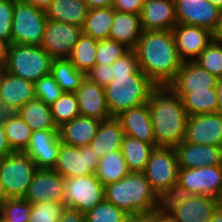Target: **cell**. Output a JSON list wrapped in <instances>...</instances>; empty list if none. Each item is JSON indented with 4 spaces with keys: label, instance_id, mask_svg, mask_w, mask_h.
I'll list each match as a JSON object with an SVG mask.
<instances>
[{
    "label": "cell",
    "instance_id": "6",
    "mask_svg": "<svg viewBox=\"0 0 222 222\" xmlns=\"http://www.w3.org/2000/svg\"><path fill=\"white\" fill-rule=\"evenodd\" d=\"M47 19L45 11L25 0H14L11 43L41 45Z\"/></svg>",
    "mask_w": 222,
    "mask_h": 222
},
{
    "label": "cell",
    "instance_id": "23",
    "mask_svg": "<svg viewBox=\"0 0 222 222\" xmlns=\"http://www.w3.org/2000/svg\"><path fill=\"white\" fill-rule=\"evenodd\" d=\"M140 20L145 31L172 30L178 23L174 0H144Z\"/></svg>",
    "mask_w": 222,
    "mask_h": 222
},
{
    "label": "cell",
    "instance_id": "32",
    "mask_svg": "<svg viewBox=\"0 0 222 222\" xmlns=\"http://www.w3.org/2000/svg\"><path fill=\"white\" fill-rule=\"evenodd\" d=\"M193 195L187 188L180 186L178 183L172 185L169 189L157 191L152 213L162 216H172Z\"/></svg>",
    "mask_w": 222,
    "mask_h": 222
},
{
    "label": "cell",
    "instance_id": "34",
    "mask_svg": "<svg viewBox=\"0 0 222 222\" xmlns=\"http://www.w3.org/2000/svg\"><path fill=\"white\" fill-rule=\"evenodd\" d=\"M130 173L121 150L107 153L99 159L95 173L98 180L105 186L120 181Z\"/></svg>",
    "mask_w": 222,
    "mask_h": 222
},
{
    "label": "cell",
    "instance_id": "9",
    "mask_svg": "<svg viewBox=\"0 0 222 222\" xmlns=\"http://www.w3.org/2000/svg\"><path fill=\"white\" fill-rule=\"evenodd\" d=\"M179 165L174 147H155L142 172L155 192L177 184Z\"/></svg>",
    "mask_w": 222,
    "mask_h": 222
},
{
    "label": "cell",
    "instance_id": "8",
    "mask_svg": "<svg viewBox=\"0 0 222 222\" xmlns=\"http://www.w3.org/2000/svg\"><path fill=\"white\" fill-rule=\"evenodd\" d=\"M64 204L86 213L105 200V186L95 174L64 179Z\"/></svg>",
    "mask_w": 222,
    "mask_h": 222
},
{
    "label": "cell",
    "instance_id": "17",
    "mask_svg": "<svg viewBox=\"0 0 222 222\" xmlns=\"http://www.w3.org/2000/svg\"><path fill=\"white\" fill-rule=\"evenodd\" d=\"M59 130H38L31 133L27 148L23 151L38 169H53L60 150Z\"/></svg>",
    "mask_w": 222,
    "mask_h": 222
},
{
    "label": "cell",
    "instance_id": "43",
    "mask_svg": "<svg viewBox=\"0 0 222 222\" xmlns=\"http://www.w3.org/2000/svg\"><path fill=\"white\" fill-rule=\"evenodd\" d=\"M130 49L115 40L105 39L98 41L96 65H112Z\"/></svg>",
    "mask_w": 222,
    "mask_h": 222
},
{
    "label": "cell",
    "instance_id": "19",
    "mask_svg": "<svg viewBox=\"0 0 222 222\" xmlns=\"http://www.w3.org/2000/svg\"><path fill=\"white\" fill-rule=\"evenodd\" d=\"M218 78L195 61H183L179 72L169 87L181 98L193 90L216 88Z\"/></svg>",
    "mask_w": 222,
    "mask_h": 222
},
{
    "label": "cell",
    "instance_id": "30",
    "mask_svg": "<svg viewBox=\"0 0 222 222\" xmlns=\"http://www.w3.org/2000/svg\"><path fill=\"white\" fill-rule=\"evenodd\" d=\"M113 20L112 6L89 9L82 27L83 33L97 41L109 39Z\"/></svg>",
    "mask_w": 222,
    "mask_h": 222
},
{
    "label": "cell",
    "instance_id": "49",
    "mask_svg": "<svg viewBox=\"0 0 222 222\" xmlns=\"http://www.w3.org/2000/svg\"><path fill=\"white\" fill-rule=\"evenodd\" d=\"M59 222H86L85 214L77 210L66 208Z\"/></svg>",
    "mask_w": 222,
    "mask_h": 222
},
{
    "label": "cell",
    "instance_id": "18",
    "mask_svg": "<svg viewBox=\"0 0 222 222\" xmlns=\"http://www.w3.org/2000/svg\"><path fill=\"white\" fill-rule=\"evenodd\" d=\"M64 179L54 169H38L24 199L31 204L64 202Z\"/></svg>",
    "mask_w": 222,
    "mask_h": 222
},
{
    "label": "cell",
    "instance_id": "16",
    "mask_svg": "<svg viewBox=\"0 0 222 222\" xmlns=\"http://www.w3.org/2000/svg\"><path fill=\"white\" fill-rule=\"evenodd\" d=\"M172 34L183 61H194L216 36L207 28L182 23L175 25Z\"/></svg>",
    "mask_w": 222,
    "mask_h": 222
},
{
    "label": "cell",
    "instance_id": "53",
    "mask_svg": "<svg viewBox=\"0 0 222 222\" xmlns=\"http://www.w3.org/2000/svg\"><path fill=\"white\" fill-rule=\"evenodd\" d=\"M127 222H154V214H140L129 216Z\"/></svg>",
    "mask_w": 222,
    "mask_h": 222
},
{
    "label": "cell",
    "instance_id": "46",
    "mask_svg": "<svg viewBox=\"0 0 222 222\" xmlns=\"http://www.w3.org/2000/svg\"><path fill=\"white\" fill-rule=\"evenodd\" d=\"M14 0H0V39L11 44Z\"/></svg>",
    "mask_w": 222,
    "mask_h": 222
},
{
    "label": "cell",
    "instance_id": "3",
    "mask_svg": "<svg viewBox=\"0 0 222 222\" xmlns=\"http://www.w3.org/2000/svg\"><path fill=\"white\" fill-rule=\"evenodd\" d=\"M155 194L142 172H130L120 181L105 185V200L129 216L152 213Z\"/></svg>",
    "mask_w": 222,
    "mask_h": 222
},
{
    "label": "cell",
    "instance_id": "60",
    "mask_svg": "<svg viewBox=\"0 0 222 222\" xmlns=\"http://www.w3.org/2000/svg\"><path fill=\"white\" fill-rule=\"evenodd\" d=\"M2 160H3V157H0V168H1Z\"/></svg>",
    "mask_w": 222,
    "mask_h": 222
},
{
    "label": "cell",
    "instance_id": "1",
    "mask_svg": "<svg viewBox=\"0 0 222 222\" xmlns=\"http://www.w3.org/2000/svg\"><path fill=\"white\" fill-rule=\"evenodd\" d=\"M133 50L140 70L156 86H169L183 64L172 30H143Z\"/></svg>",
    "mask_w": 222,
    "mask_h": 222
},
{
    "label": "cell",
    "instance_id": "42",
    "mask_svg": "<svg viewBox=\"0 0 222 222\" xmlns=\"http://www.w3.org/2000/svg\"><path fill=\"white\" fill-rule=\"evenodd\" d=\"M66 208L64 202L33 203L28 222H59Z\"/></svg>",
    "mask_w": 222,
    "mask_h": 222
},
{
    "label": "cell",
    "instance_id": "55",
    "mask_svg": "<svg viewBox=\"0 0 222 222\" xmlns=\"http://www.w3.org/2000/svg\"><path fill=\"white\" fill-rule=\"evenodd\" d=\"M217 94H218V109L217 112L222 114V77L218 78L217 83Z\"/></svg>",
    "mask_w": 222,
    "mask_h": 222
},
{
    "label": "cell",
    "instance_id": "20",
    "mask_svg": "<svg viewBox=\"0 0 222 222\" xmlns=\"http://www.w3.org/2000/svg\"><path fill=\"white\" fill-rule=\"evenodd\" d=\"M116 118L121 124L124 135L136 138L156 147L148 102L124 110L117 115Z\"/></svg>",
    "mask_w": 222,
    "mask_h": 222
},
{
    "label": "cell",
    "instance_id": "45",
    "mask_svg": "<svg viewBox=\"0 0 222 222\" xmlns=\"http://www.w3.org/2000/svg\"><path fill=\"white\" fill-rule=\"evenodd\" d=\"M113 75H145L139 67L136 52L130 49L112 64Z\"/></svg>",
    "mask_w": 222,
    "mask_h": 222
},
{
    "label": "cell",
    "instance_id": "15",
    "mask_svg": "<svg viewBox=\"0 0 222 222\" xmlns=\"http://www.w3.org/2000/svg\"><path fill=\"white\" fill-rule=\"evenodd\" d=\"M184 141L222 147V114L216 112L188 116Z\"/></svg>",
    "mask_w": 222,
    "mask_h": 222
},
{
    "label": "cell",
    "instance_id": "26",
    "mask_svg": "<svg viewBox=\"0 0 222 222\" xmlns=\"http://www.w3.org/2000/svg\"><path fill=\"white\" fill-rule=\"evenodd\" d=\"M142 32L140 15L114 10L109 39L122 43L129 49H134Z\"/></svg>",
    "mask_w": 222,
    "mask_h": 222
},
{
    "label": "cell",
    "instance_id": "50",
    "mask_svg": "<svg viewBox=\"0 0 222 222\" xmlns=\"http://www.w3.org/2000/svg\"><path fill=\"white\" fill-rule=\"evenodd\" d=\"M11 153H13V151L9 147V144L6 138L5 129L3 126V121L2 119H0V157L4 158Z\"/></svg>",
    "mask_w": 222,
    "mask_h": 222
},
{
    "label": "cell",
    "instance_id": "29",
    "mask_svg": "<svg viewBox=\"0 0 222 222\" xmlns=\"http://www.w3.org/2000/svg\"><path fill=\"white\" fill-rule=\"evenodd\" d=\"M16 113L30 127L32 132L38 130H58L54 124L50 106L37 98L28 101Z\"/></svg>",
    "mask_w": 222,
    "mask_h": 222
},
{
    "label": "cell",
    "instance_id": "40",
    "mask_svg": "<svg viewBox=\"0 0 222 222\" xmlns=\"http://www.w3.org/2000/svg\"><path fill=\"white\" fill-rule=\"evenodd\" d=\"M129 215L104 200L85 213L86 222H127Z\"/></svg>",
    "mask_w": 222,
    "mask_h": 222
},
{
    "label": "cell",
    "instance_id": "14",
    "mask_svg": "<svg viewBox=\"0 0 222 222\" xmlns=\"http://www.w3.org/2000/svg\"><path fill=\"white\" fill-rule=\"evenodd\" d=\"M34 83L0 70V109L2 113L17 112L28 101L34 100Z\"/></svg>",
    "mask_w": 222,
    "mask_h": 222
},
{
    "label": "cell",
    "instance_id": "54",
    "mask_svg": "<svg viewBox=\"0 0 222 222\" xmlns=\"http://www.w3.org/2000/svg\"><path fill=\"white\" fill-rule=\"evenodd\" d=\"M36 8L46 11L53 0H25Z\"/></svg>",
    "mask_w": 222,
    "mask_h": 222
},
{
    "label": "cell",
    "instance_id": "21",
    "mask_svg": "<svg viewBox=\"0 0 222 222\" xmlns=\"http://www.w3.org/2000/svg\"><path fill=\"white\" fill-rule=\"evenodd\" d=\"M80 116L95 118L100 121L111 118L104 87L84 78L75 91Z\"/></svg>",
    "mask_w": 222,
    "mask_h": 222
},
{
    "label": "cell",
    "instance_id": "56",
    "mask_svg": "<svg viewBox=\"0 0 222 222\" xmlns=\"http://www.w3.org/2000/svg\"><path fill=\"white\" fill-rule=\"evenodd\" d=\"M210 222H222V203L215 210Z\"/></svg>",
    "mask_w": 222,
    "mask_h": 222
},
{
    "label": "cell",
    "instance_id": "48",
    "mask_svg": "<svg viewBox=\"0 0 222 222\" xmlns=\"http://www.w3.org/2000/svg\"><path fill=\"white\" fill-rule=\"evenodd\" d=\"M144 0H113L112 8L119 12L140 15Z\"/></svg>",
    "mask_w": 222,
    "mask_h": 222
},
{
    "label": "cell",
    "instance_id": "57",
    "mask_svg": "<svg viewBox=\"0 0 222 222\" xmlns=\"http://www.w3.org/2000/svg\"><path fill=\"white\" fill-rule=\"evenodd\" d=\"M154 222H177L171 216H162L154 214Z\"/></svg>",
    "mask_w": 222,
    "mask_h": 222
},
{
    "label": "cell",
    "instance_id": "37",
    "mask_svg": "<svg viewBox=\"0 0 222 222\" xmlns=\"http://www.w3.org/2000/svg\"><path fill=\"white\" fill-rule=\"evenodd\" d=\"M63 92L75 93L85 74L78 71L69 59H55L50 73Z\"/></svg>",
    "mask_w": 222,
    "mask_h": 222
},
{
    "label": "cell",
    "instance_id": "59",
    "mask_svg": "<svg viewBox=\"0 0 222 222\" xmlns=\"http://www.w3.org/2000/svg\"><path fill=\"white\" fill-rule=\"evenodd\" d=\"M210 3H212L214 6L218 7L220 10H222V0H208Z\"/></svg>",
    "mask_w": 222,
    "mask_h": 222
},
{
    "label": "cell",
    "instance_id": "61",
    "mask_svg": "<svg viewBox=\"0 0 222 222\" xmlns=\"http://www.w3.org/2000/svg\"><path fill=\"white\" fill-rule=\"evenodd\" d=\"M218 36L222 39V30H221V32H220V34Z\"/></svg>",
    "mask_w": 222,
    "mask_h": 222
},
{
    "label": "cell",
    "instance_id": "24",
    "mask_svg": "<svg viewBox=\"0 0 222 222\" xmlns=\"http://www.w3.org/2000/svg\"><path fill=\"white\" fill-rule=\"evenodd\" d=\"M101 121L78 116L58 128L62 143L79 148L88 146L96 135Z\"/></svg>",
    "mask_w": 222,
    "mask_h": 222
},
{
    "label": "cell",
    "instance_id": "25",
    "mask_svg": "<svg viewBox=\"0 0 222 222\" xmlns=\"http://www.w3.org/2000/svg\"><path fill=\"white\" fill-rule=\"evenodd\" d=\"M221 203L217 198L193 195L171 217L177 222H210Z\"/></svg>",
    "mask_w": 222,
    "mask_h": 222
},
{
    "label": "cell",
    "instance_id": "38",
    "mask_svg": "<svg viewBox=\"0 0 222 222\" xmlns=\"http://www.w3.org/2000/svg\"><path fill=\"white\" fill-rule=\"evenodd\" d=\"M54 124L57 128L80 116L79 105L75 93L64 92L50 105Z\"/></svg>",
    "mask_w": 222,
    "mask_h": 222
},
{
    "label": "cell",
    "instance_id": "4",
    "mask_svg": "<svg viewBox=\"0 0 222 222\" xmlns=\"http://www.w3.org/2000/svg\"><path fill=\"white\" fill-rule=\"evenodd\" d=\"M155 87L146 75H113L112 81L104 87L111 117L147 103Z\"/></svg>",
    "mask_w": 222,
    "mask_h": 222
},
{
    "label": "cell",
    "instance_id": "31",
    "mask_svg": "<svg viewBox=\"0 0 222 222\" xmlns=\"http://www.w3.org/2000/svg\"><path fill=\"white\" fill-rule=\"evenodd\" d=\"M155 147L136 138L124 135L121 153L130 172H143Z\"/></svg>",
    "mask_w": 222,
    "mask_h": 222
},
{
    "label": "cell",
    "instance_id": "44",
    "mask_svg": "<svg viewBox=\"0 0 222 222\" xmlns=\"http://www.w3.org/2000/svg\"><path fill=\"white\" fill-rule=\"evenodd\" d=\"M35 97L46 105H52L64 92L54 77L49 74L34 83Z\"/></svg>",
    "mask_w": 222,
    "mask_h": 222
},
{
    "label": "cell",
    "instance_id": "35",
    "mask_svg": "<svg viewBox=\"0 0 222 222\" xmlns=\"http://www.w3.org/2000/svg\"><path fill=\"white\" fill-rule=\"evenodd\" d=\"M183 107L188 116L216 113L218 109V94L216 88L193 90L181 97Z\"/></svg>",
    "mask_w": 222,
    "mask_h": 222
},
{
    "label": "cell",
    "instance_id": "58",
    "mask_svg": "<svg viewBox=\"0 0 222 222\" xmlns=\"http://www.w3.org/2000/svg\"><path fill=\"white\" fill-rule=\"evenodd\" d=\"M7 195L4 189V186L2 184V181L0 179V206L7 200Z\"/></svg>",
    "mask_w": 222,
    "mask_h": 222
},
{
    "label": "cell",
    "instance_id": "2",
    "mask_svg": "<svg viewBox=\"0 0 222 222\" xmlns=\"http://www.w3.org/2000/svg\"><path fill=\"white\" fill-rule=\"evenodd\" d=\"M148 106L156 147H175L184 141L188 115L181 98L169 86H156Z\"/></svg>",
    "mask_w": 222,
    "mask_h": 222
},
{
    "label": "cell",
    "instance_id": "5",
    "mask_svg": "<svg viewBox=\"0 0 222 222\" xmlns=\"http://www.w3.org/2000/svg\"><path fill=\"white\" fill-rule=\"evenodd\" d=\"M52 61L41 45L11 43L4 70L35 83L51 73Z\"/></svg>",
    "mask_w": 222,
    "mask_h": 222
},
{
    "label": "cell",
    "instance_id": "11",
    "mask_svg": "<svg viewBox=\"0 0 222 222\" xmlns=\"http://www.w3.org/2000/svg\"><path fill=\"white\" fill-rule=\"evenodd\" d=\"M99 156L89 145L79 148L60 143L54 170L65 179L95 174Z\"/></svg>",
    "mask_w": 222,
    "mask_h": 222
},
{
    "label": "cell",
    "instance_id": "52",
    "mask_svg": "<svg viewBox=\"0 0 222 222\" xmlns=\"http://www.w3.org/2000/svg\"><path fill=\"white\" fill-rule=\"evenodd\" d=\"M89 9L112 6L113 0H82Z\"/></svg>",
    "mask_w": 222,
    "mask_h": 222
},
{
    "label": "cell",
    "instance_id": "22",
    "mask_svg": "<svg viewBox=\"0 0 222 222\" xmlns=\"http://www.w3.org/2000/svg\"><path fill=\"white\" fill-rule=\"evenodd\" d=\"M179 168L194 169L222 165V147L182 141L174 147Z\"/></svg>",
    "mask_w": 222,
    "mask_h": 222
},
{
    "label": "cell",
    "instance_id": "7",
    "mask_svg": "<svg viewBox=\"0 0 222 222\" xmlns=\"http://www.w3.org/2000/svg\"><path fill=\"white\" fill-rule=\"evenodd\" d=\"M38 168L24 152H13L2 160L0 179L8 199L24 198Z\"/></svg>",
    "mask_w": 222,
    "mask_h": 222
},
{
    "label": "cell",
    "instance_id": "27",
    "mask_svg": "<svg viewBox=\"0 0 222 222\" xmlns=\"http://www.w3.org/2000/svg\"><path fill=\"white\" fill-rule=\"evenodd\" d=\"M123 137L124 131L119 120L116 117H111L101 121L89 146L94 149L99 158H102L109 152L121 150Z\"/></svg>",
    "mask_w": 222,
    "mask_h": 222
},
{
    "label": "cell",
    "instance_id": "33",
    "mask_svg": "<svg viewBox=\"0 0 222 222\" xmlns=\"http://www.w3.org/2000/svg\"><path fill=\"white\" fill-rule=\"evenodd\" d=\"M1 119L9 147L13 152H23L29 143L31 129L16 113H2Z\"/></svg>",
    "mask_w": 222,
    "mask_h": 222
},
{
    "label": "cell",
    "instance_id": "12",
    "mask_svg": "<svg viewBox=\"0 0 222 222\" xmlns=\"http://www.w3.org/2000/svg\"><path fill=\"white\" fill-rule=\"evenodd\" d=\"M177 183L194 195L210 196L222 201V165L179 168Z\"/></svg>",
    "mask_w": 222,
    "mask_h": 222
},
{
    "label": "cell",
    "instance_id": "47",
    "mask_svg": "<svg viewBox=\"0 0 222 222\" xmlns=\"http://www.w3.org/2000/svg\"><path fill=\"white\" fill-rule=\"evenodd\" d=\"M85 77L90 81L105 87L107 86L113 79L112 76V65L104 64V65H96L93 69H91Z\"/></svg>",
    "mask_w": 222,
    "mask_h": 222
},
{
    "label": "cell",
    "instance_id": "39",
    "mask_svg": "<svg viewBox=\"0 0 222 222\" xmlns=\"http://www.w3.org/2000/svg\"><path fill=\"white\" fill-rule=\"evenodd\" d=\"M203 69L216 76L222 77V39L219 36L208 44V46L194 60Z\"/></svg>",
    "mask_w": 222,
    "mask_h": 222
},
{
    "label": "cell",
    "instance_id": "41",
    "mask_svg": "<svg viewBox=\"0 0 222 222\" xmlns=\"http://www.w3.org/2000/svg\"><path fill=\"white\" fill-rule=\"evenodd\" d=\"M31 203L24 198L7 199L0 206V221L28 222Z\"/></svg>",
    "mask_w": 222,
    "mask_h": 222
},
{
    "label": "cell",
    "instance_id": "36",
    "mask_svg": "<svg viewBox=\"0 0 222 222\" xmlns=\"http://www.w3.org/2000/svg\"><path fill=\"white\" fill-rule=\"evenodd\" d=\"M97 46V40L82 33L69 57V60L78 71L87 74L96 66Z\"/></svg>",
    "mask_w": 222,
    "mask_h": 222
},
{
    "label": "cell",
    "instance_id": "51",
    "mask_svg": "<svg viewBox=\"0 0 222 222\" xmlns=\"http://www.w3.org/2000/svg\"><path fill=\"white\" fill-rule=\"evenodd\" d=\"M9 45L8 42L0 39V70L5 68Z\"/></svg>",
    "mask_w": 222,
    "mask_h": 222
},
{
    "label": "cell",
    "instance_id": "13",
    "mask_svg": "<svg viewBox=\"0 0 222 222\" xmlns=\"http://www.w3.org/2000/svg\"><path fill=\"white\" fill-rule=\"evenodd\" d=\"M82 28L47 19L41 47L53 59H69Z\"/></svg>",
    "mask_w": 222,
    "mask_h": 222
},
{
    "label": "cell",
    "instance_id": "10",
    "mask_svg": "<svg viewBox=\"0 0 222 222\" xmlns=\"http://www.w3.org/2000/svg\"><path fill=\"white\" fill-rule=\"evenodd\" d=\"M178 23L209 29L216 36L222 30V10L208 0H174Z\"/></svg>",
    "mask_w": 222,
    "mask_h": 222
},
{
    "label": "cell",
    "instance_id": "28",
    "mask_svg": "<svg viewBox=\"0 0 222 222\" xmlns=\"http://www.w3.org/2000/svg\"><path fill=\"white\" fill-rule=\"evenodd\" d=\"M89 7L82 0H53L45 11L50 20L83 27Z\"/></svg>",
    "mask_w": 222,
    "mask_h": 222
}]
</instances>
